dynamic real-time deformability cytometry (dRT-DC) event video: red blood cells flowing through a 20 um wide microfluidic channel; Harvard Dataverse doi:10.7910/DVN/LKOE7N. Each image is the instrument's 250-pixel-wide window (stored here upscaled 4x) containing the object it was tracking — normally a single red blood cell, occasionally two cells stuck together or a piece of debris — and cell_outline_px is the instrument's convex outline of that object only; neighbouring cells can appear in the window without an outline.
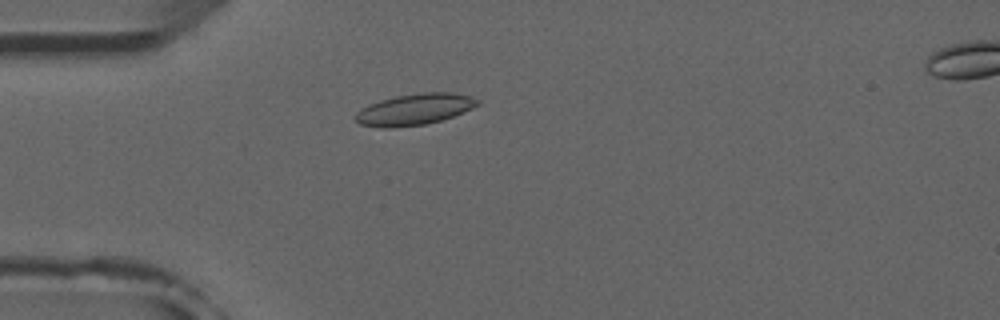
{"species": "common noctule bat (a hibernating species)", "species_latin": "Nyctalus noctula", "temperature_condition": "room temperature", "stored_images_in_passage": 28, "camera_frame_rate_fps": 3000, "um_per_image_px": 0.085, "animal": {"sex": "male", "forearm_length_mm": 52.5}, "frame": {"image": 1, "passage_image": 2, "time_ms": 0.333, "image_size_px": [1000, 320], "cell_outline_px": [[480, 104], [464, 112], [440, 120], [424, 124], [392, 128], [380, 128], [360, 124], [352, 116], [360, 108], [368, 104], [380, 100], [396, 96], [420, 92], [452, 92], [472, 96], [480, 100]], "centroid_in_image_um": [35.21, 9.29], "position_along_channel_um": 49.8, "area_um2": 22.48}}
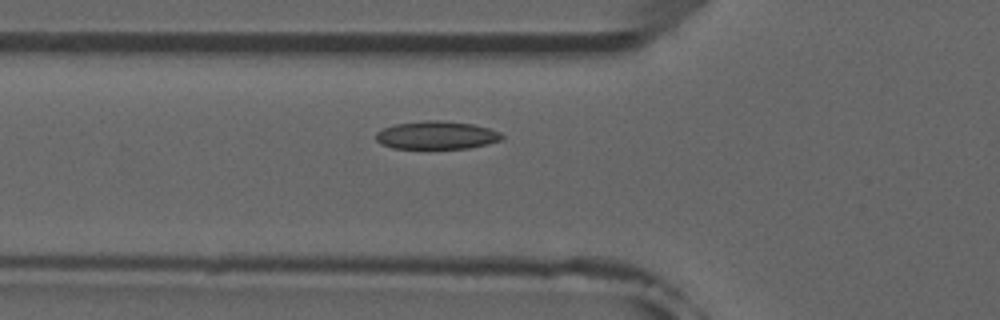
{"frame": {"image": 2, "passage_image": 6, "time_ms": 1.667, "image_size_px": [1000, 320], "cell_outline_px": [[504, 136], [500, 140], [488, 144], [468, 148], [392, 148], [380, 144], [376, 140], [376, 132], [392, 124], [424, 120], [440, 120], [472, 124], [488, 128], [500, 132]], "centroid_in_image_um": [37.08, 11.48], "position_along_channel_um": 88.7, "area_um2": 20.63}}
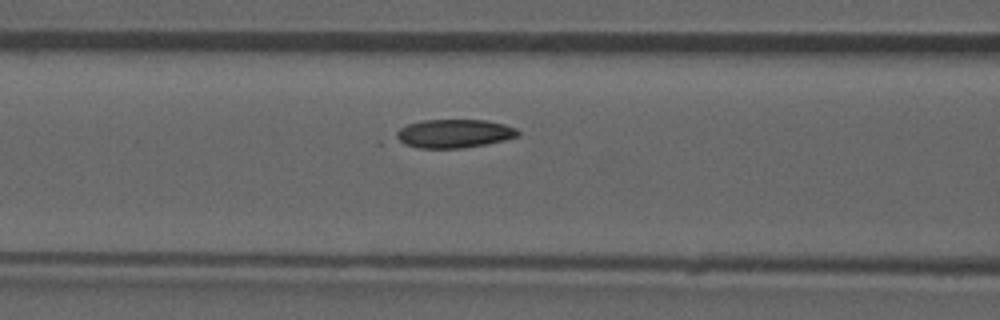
{"frame": {"image": 3, "passage_image": 9, "time_ms": 2.667, "image_size_px": [1000, 320], "cell_outline_px": [[520, 136], [504, 140], [484, 144], [460, 148], [416, 148], [404, 144], [396, 140], [396, 132], [400, 128], [408, 124], [420, 120], [484, 120], [504, 124], [516, 128], [520, 132]], "centroid_in_image_um": [38.58, 11.35], "position_along_channel_um": 128.0, "area_um2": 20.29}}